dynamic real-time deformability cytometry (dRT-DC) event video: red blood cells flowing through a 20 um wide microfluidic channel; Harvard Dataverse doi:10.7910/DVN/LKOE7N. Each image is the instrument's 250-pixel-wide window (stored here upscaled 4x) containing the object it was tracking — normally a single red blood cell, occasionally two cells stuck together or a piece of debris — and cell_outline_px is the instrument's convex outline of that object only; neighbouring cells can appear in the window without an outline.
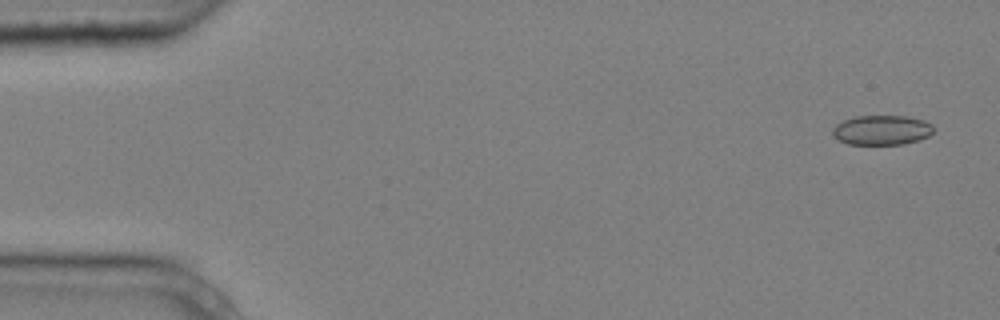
{"species": "common noctule bat (a hibernating species)", "species_latin": "Nyctalus noctula", "temperature_condition": "cold", "stored_images_in_passage": 7, "camera_frame_rate_fps": 3000, "um_per_image_px": 0.085, "animal": {"sex": "male", "body_mass_g": 20.4}, "frame": {"image": 1, "passage_image": 1, "time_ms": 0.0, "image_size_px": [1000, 320], "cell_outline_px": [[932, 132], [928, 136], [920, 140], [904, 144], [848, 144], [832, 136], [832, 128], [836, 124], [844, 120], [856, 116], [908, 116], [924, 120], [932, 124]], "centroid_in_image_um": [74.94, 11.05], "position_along_channel_um": 10.1, "area_um2": 17.51}}
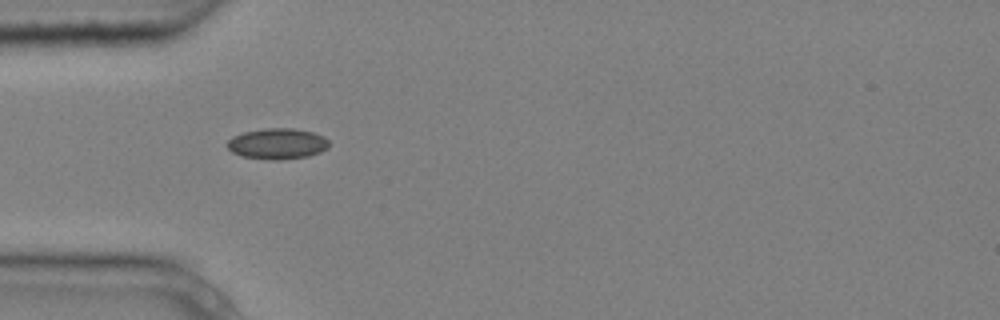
{"frame": {"image": 2, "passage_image": 5, "time_ms": 1.333, "image_size_px": [1000, 320], "cell_outline_px": [[328, 148], [320, 152], [308, 156], [280, 160], [272, 160], [240, 156], [232, 152], [228, 148], [228, 140], [232, 136], [244, 132], [264, 128], [292, 128], [312, 132], [324, 136], [328, 140]], "centroid_in_image_um": [23.57, 12.22], "position_along_channel_um": 61.4, "area_um2": 18.32}}
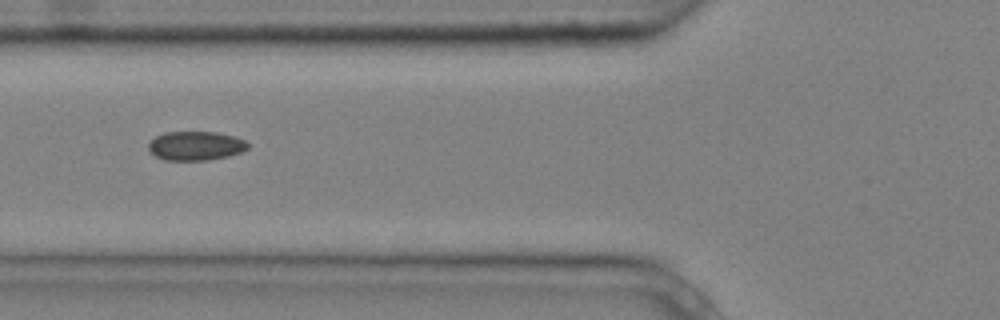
{"frame": {"image": 3, "passage_image": 6, "time_ms": 1.667, "image_size_px": [1000, 320], "cell_outline_px": [[248, 148], [240, 152], [228, 156], [208, 160], [164, 160], [156, 156], [148, 148], [148, 144], [156, 136], [164, 132], [216, 132], [236, 136], [244, 140], [248, 144]], "centroid_in_image_um": [16.64, 12.39], "position_along_channel_um": 109.2, "area_um2": 16.76}}